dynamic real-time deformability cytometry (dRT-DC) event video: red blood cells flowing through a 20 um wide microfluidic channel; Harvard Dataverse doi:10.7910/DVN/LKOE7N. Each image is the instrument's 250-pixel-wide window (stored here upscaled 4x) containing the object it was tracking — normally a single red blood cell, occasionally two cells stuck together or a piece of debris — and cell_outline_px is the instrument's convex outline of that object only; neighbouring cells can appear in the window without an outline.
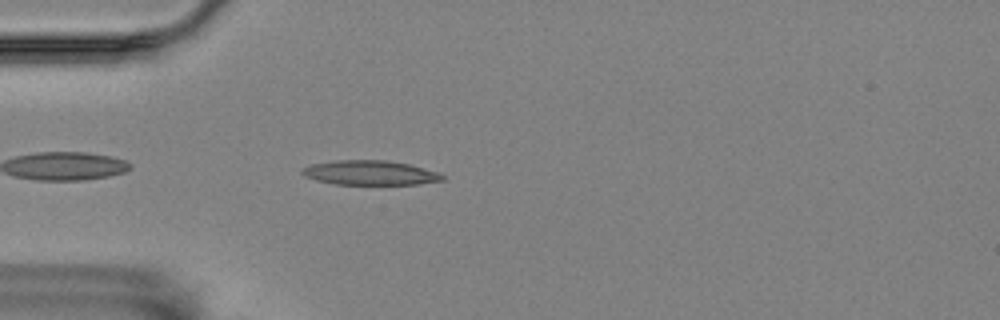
{"species": "Egyptian fruit bat (a non-hibernating species)", "species_latin": "Rousettus aegyptiacus", "temperature_condition": "room temperature", "stored_images_in_passage": 44, "camera_frame_rate_fps": 3000, "um_per_image_px": 0.085, "animal": {"sex": "female"}, "frame": {"image": 1, "passage_image": 3, "time_ms": 0.667, "image_size_px": [1000, 320], "cell_outline_px": [[444, 180], [420, 184], [336, 184], [316, 180], [304, 176], [300, 172], [304, 168], [312, 164], [336, 160], [384, 160], [408, 164], [440, 172], [444, 176]], "centroid_in_image_um": [31.48, 14.69], "position_along_channel_um": 53.5, "area_um2": 19.94}}
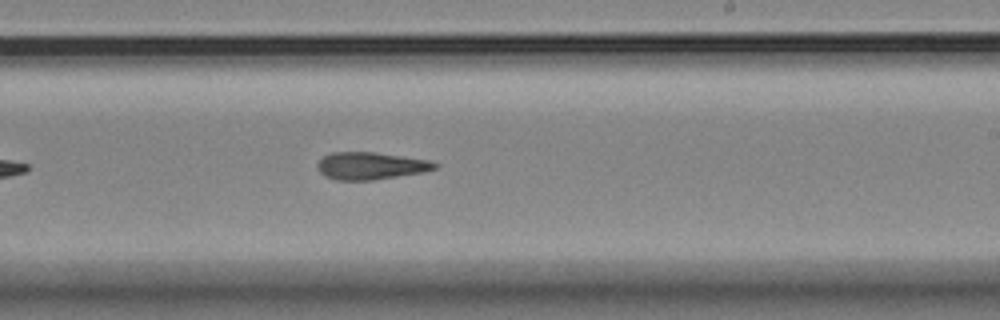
{"frame": {"image": 2, "passage_image": 21, "time_ms": 6.667, "image_size_px": [1000, 320], "cell_outline_px": [[440, 164], [436, 168], [424, 172], [372, 180], [336, 180], [324, 176], [316, 168], [316, 164], [324, 156], [332, 152], [372, 152], [428, 160]], "centroid_in_image_um": [31.47, 14.1], "position_along_channel_um": 257.5, "area_um2": 18.61}}
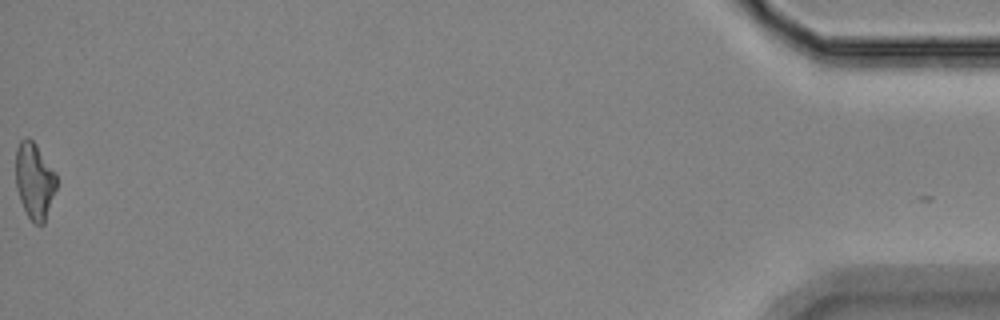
{"frame": {"image": 3, "passage_image": 44, "time_ms": 14.333, "image_size_px": [1000, 320], "cell_outline_px": [[56, 188], [44, 224], [36, 224], [28, 216], [20, 200], [16, 188], [16, 148], [20, 140], [24, 136], [28, 136], [36, 144], [56, 172]], "centroid_in_image_um": [2.92, 15.32], "position_along_channel_um": 432.3, "area_um2": 18.15}, "authors_computed_cell_mechanics": {"area_um2": 18.785, "velocity_mm_per_s": 3.5209, "shape_relaxation_time_tau1_ms": null, "shape_relaxation_time_tau2_ms": 5.5452, "deformation_change_tau1": null, "deformation_change_tau2": 0.1651}}